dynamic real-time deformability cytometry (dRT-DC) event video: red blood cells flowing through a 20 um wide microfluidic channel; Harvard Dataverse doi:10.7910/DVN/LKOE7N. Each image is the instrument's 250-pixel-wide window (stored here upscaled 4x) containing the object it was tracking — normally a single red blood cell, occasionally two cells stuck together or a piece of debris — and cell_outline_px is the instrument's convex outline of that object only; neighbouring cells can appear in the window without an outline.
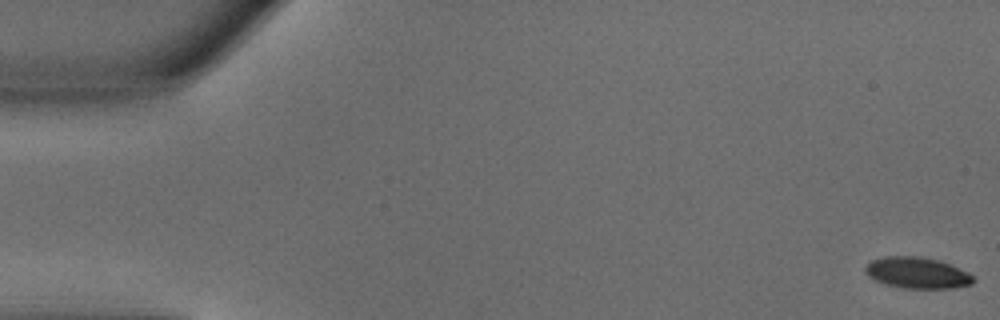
{"species": "common noctule bat (a hibernating species)", "species_latin": "Nyctalus noctula", "temperature_condition": "warm", "stored_images_in_passage": 50, "camera_frame_rate_fps": 3000, "um_per_image_px": 0.085, "animal": {"sex": "male", "body_mass_g": 18.8}, "frame": {"image": 1, "passage_image": 1, "time_ms": 0.0, "image_size_px": [1000, 320], "cell_outline_px": [[976, 280], [972, 284], [952, 288], [904, 288], [884, 284], [868, 276], [864, 272], [864, 268], [872, 260], [884, 256], [920, 256], [940, 260], [968, 272]], "centroid_in_image_um": [77.95, 23.18], "position_along_channel_um": 7.0, "area_um2": 19.71}}
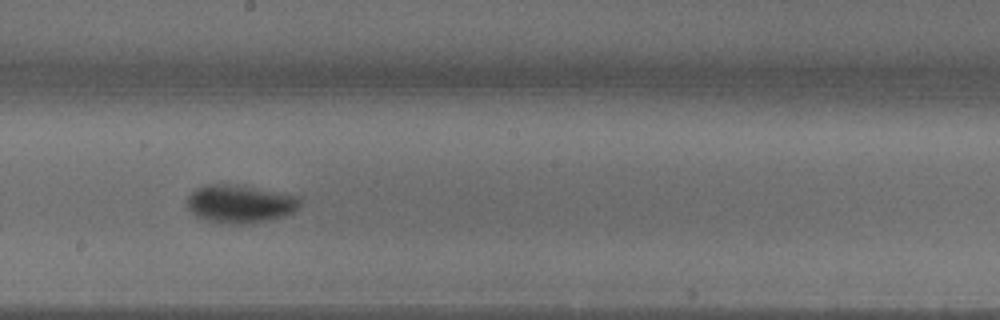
{"frame": {"image": 2, "passage_image": 28, "time_ms": 9.0, "image_size_px": [1000, 320], "cell_outline_px": [[300, 204], [288, 216], [272, 220], [252, 224], [228, 224], [208, 220], [196, 216], [188, 208], [188, 196], [192, 192], [208, 184], [224, 184], [252, 188], [300, 196]], "centroid_in_image_um": [20.44, 17.36], "position_along_channel_um": 227.8, "area_um2": 24.74}}
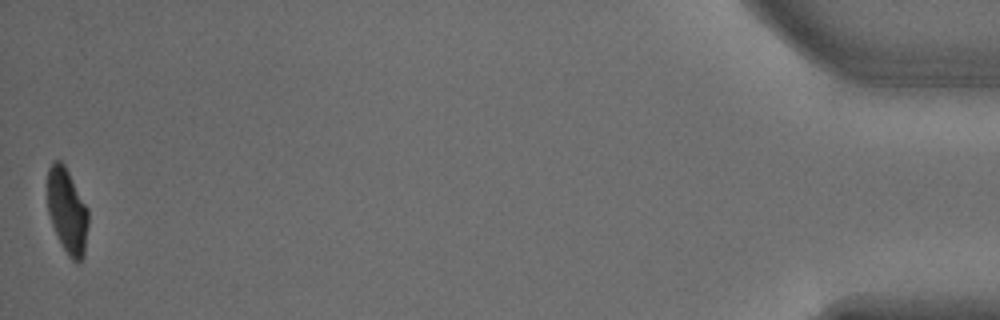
{"frame": {"image": 3, "passage_image": 50, "time_ms": 16.333, "image_size_px": [1000, 320], "cell_outline_px": [[88, 224], [84, 256], [76, 264], [68, 256], [52, 224], [48, 212], [48, 168], [56, 160], [60, 160], [64, 164], [88, 208]], "centroid_in_image_um": [5.73, 17.95], "position_along_channel_um": 429.5, "area_um2": 20.0}, "authors_computed_cell_mechanics": {"area_um2": 22.3975, "velocity_mm_per_s": 4.0395, "shape_relaxation_time_tau1_ms": 3.8256, "shape_relaxation_time_tau2_ms": null, "deformation_change_tau1": 0.1864, "deformation_change_tau2": null}}